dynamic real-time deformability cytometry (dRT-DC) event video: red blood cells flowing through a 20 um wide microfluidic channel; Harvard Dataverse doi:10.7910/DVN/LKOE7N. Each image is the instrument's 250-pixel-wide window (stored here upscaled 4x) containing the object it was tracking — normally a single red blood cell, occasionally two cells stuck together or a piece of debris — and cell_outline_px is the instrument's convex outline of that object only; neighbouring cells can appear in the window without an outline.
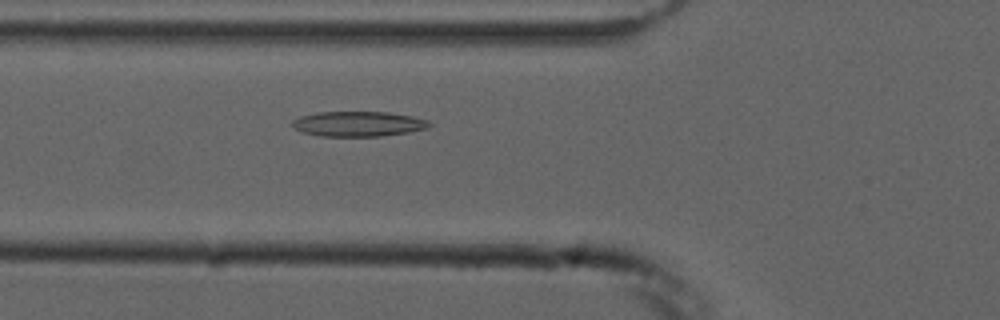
{"species": "common noctule bat (a hibernating species)", "species_latin": "Nyctalus noctula", "temperature_condition": "cold", "stored_images_in_passage": 2, "camera_frame_rate_fps": 3000, "um_per_image_px": 0.085, "animal": {"sex": "male", "forearm_length_mm": 52.5}, "frame": {"image": 1, "passage_image": 2, "time_ms": 1.0, "image_size_px": [1000, 320], "cell_outline_px": [[432, 124], [428, 128], [408, 132], [380, 136], [320, 136], [300, 132], [292, 128], [292, 120], [300, 116], [316, 112], [388, 112], [412, 116], [428, 120]], "centroid_in_image_um": [30.42, 10.53], "position_along_channel_um": 95.4, "area_um2": 20.17}}